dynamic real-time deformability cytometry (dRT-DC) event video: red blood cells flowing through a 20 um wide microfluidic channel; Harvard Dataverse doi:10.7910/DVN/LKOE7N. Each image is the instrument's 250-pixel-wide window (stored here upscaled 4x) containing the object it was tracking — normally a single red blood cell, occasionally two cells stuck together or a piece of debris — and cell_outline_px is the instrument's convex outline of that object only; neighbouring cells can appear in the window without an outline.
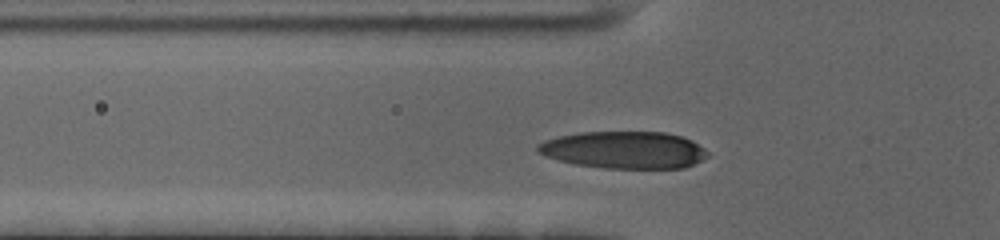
{"species": "human", "species_latin": "Homo sapiens", "temperature_condition": "cold", "stored_images_in_passage": 40, "camera_frame_rate_fps": 3000, "um_per_image_px": 0.085, "donor": {"sex": "female"}, "frame": {"image": 1, "passage_image": 10, "time_ms": 3.0, "image_size_px": [1000, 240], "cell_outline_px": [[708, 156], [684, 168], [604, 168], [576, 164], [544, 156], [536, 152], [536, 148], [544, 140], [560, 136], [580, 132], [664, 132], [680, 136], [692, 140], [704, 148], [708, 152]], "centroid_in_image_um": [53.04, 12.74], "position_along_channel_um": 72.8, "area_um2": 36.65}}
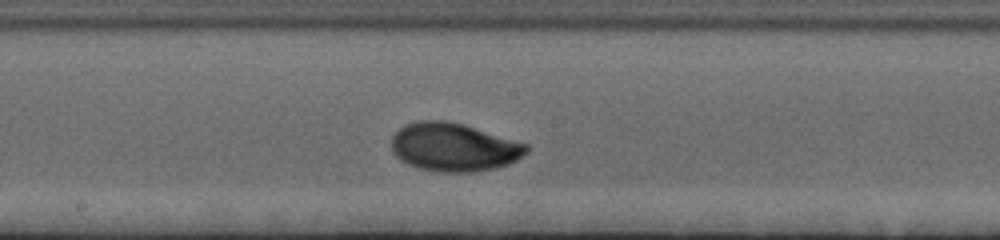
{"frame": {"image": 2, "passage_image": 22, "time_ms": 7.0, "image_size_px": [1000, 240], "cell_outline_px": [[528, 152], [516, 160], [508, 164], [492, 168], [472, 172], [440, 172], [420, 168], [408, 164], [400, 160], [392, 152], [392, 136], [404, 124], [416, 120], [444, 120], [464, 124], [528, 144]], "centroid_in_image_um": [38.55, 12.49], "position_along_channel_um": 209.6, "area_um2": 38.03}}
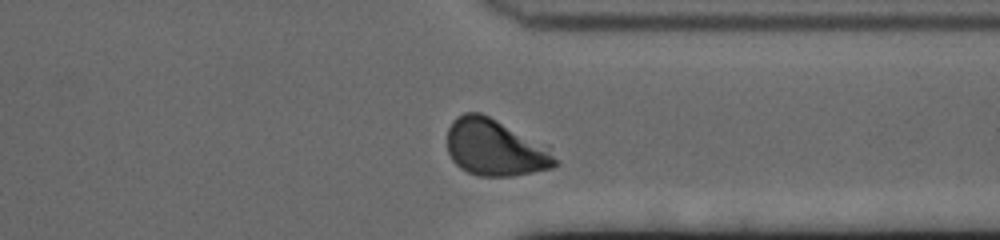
{"frame": {"image": 3, "passage_image": 36, "time_ms": 11.667, "image_size_px": [1000, 240], "cell_outline_px": [[560, 160], [552, 168], [512, 176], [480, 176], [468, 172], [460, 168], [452, 160], [448, 152], [448, 128], [452, 120], [456, 116], [464, 112], [480, 112], [496, 120], [548, 152]], "centroid_in_image_um": [41.95, 12.58], "position_along_channel_um": 369.5, "area_um2": 34.22}, "authors_computed_cell_mechanics": {"area_um2": 35.258, "velocity_mm_per_s": 3.4264, "shape_relaxation_time_tau1_ms": 3.0607, "shape_relaxation_time_tau2_ms": 1.1233, "deformation_change_tau1": 0.1412, "deformation_change_tau2": 0.0378}}